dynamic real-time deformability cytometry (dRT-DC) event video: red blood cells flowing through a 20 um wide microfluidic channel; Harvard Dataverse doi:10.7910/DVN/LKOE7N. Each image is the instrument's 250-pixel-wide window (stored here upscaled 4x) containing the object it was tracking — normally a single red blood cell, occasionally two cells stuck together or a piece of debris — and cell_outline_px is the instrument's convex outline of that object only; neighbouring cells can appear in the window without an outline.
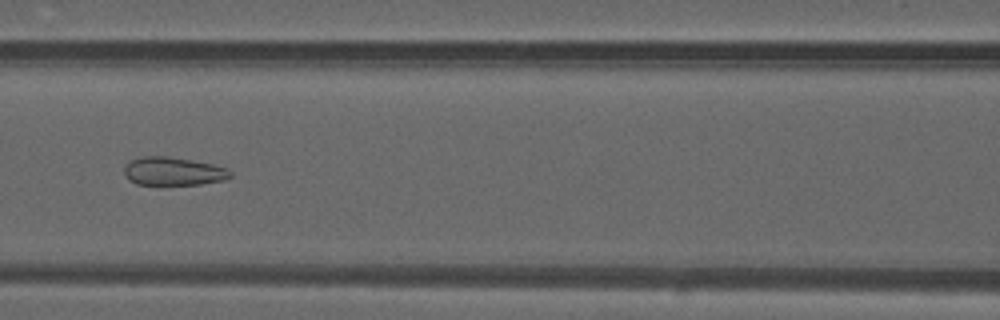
{"species": "common noctule bat (a hibernating species)", "species_latin": "Nyctalus noctula", "temperature_condition": "warm", "stored_images_in_passage": 48, "camera_frame_rate_fps": 3000, "um_per_image_px": 0.085, "animal": {"sex": "male", "forearm_length_mm": 52.5}, "frame": {"image": 1, "passage_image": 21, "time_ms": 6.667, "image_size_px": [1000, 320], "cell_outline_px": [[232, 176], [224, 180], [200, 184], [136, 184], [128, 180], [124, 176], [124, 164], [128, 160], [140, 156], [168, 156], [192, 160], [212, 164], [228, 168], [232, 172]], "centroid_in_image_um": [14.68, 14.54], "position_along_channel_um": 151.9, "area_um2": 17.74}}
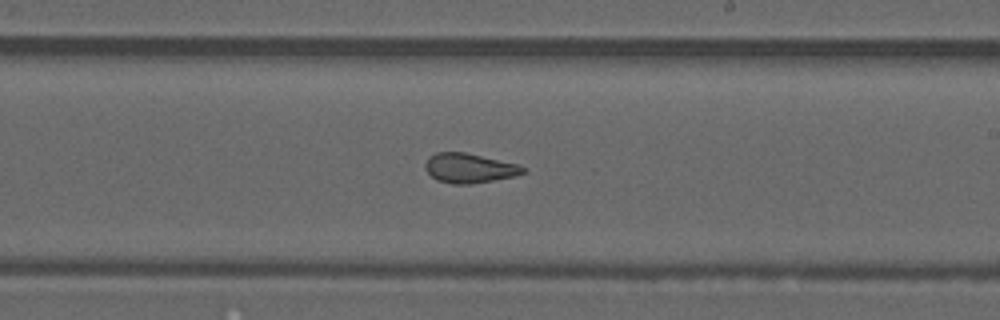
{"frame": {"image": 2, "passage_image": 28, "time_ms": 9.0, "image_size_px": [1000, 320], "cell_outline_px": [[528, 172], [516, 176], [468, 184], [452, 184], [436, 180], [424, 168], [424, 164], [428, 156], [436, 152], [464, 152], [520, 164]], "centroid_in_image_um": [39.89, 14.28], "position_along_channel_um": 249.1, "area_um2": 16.99}}
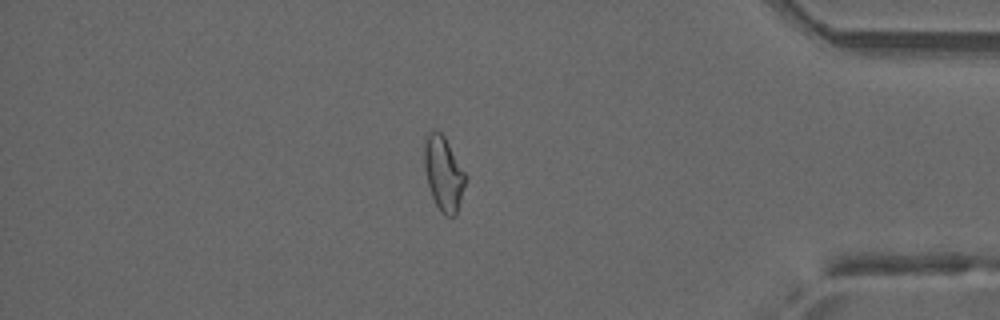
{"frame": {"image": 3, "passage_image": 41, "time_ms": 13.333, "image_size_px": [1000, 320], "cell_outline_px": [[464, 184], [456, 216], [444, 216], [440, 212], [432, 196], [428, 184], [424, 168], [424, 136], [432, 128], [440, 132], [444, 136], [464, 172]], "centroid_in_image_um": [37.65, 14.72], "position_along_channel_um": 397.6, "area_um2": 17.57}, "authors_computed_cell_mechanics": {"area_um2": 19.2474, "velocity_mm_per_s": 4.1783, "shape_relaxation_time_tau1_ms": null, "shape_relaxation_time_tau2_ms": 1.2633, "deformation_change_tau1": null, "deformation_change_tau2": 0.0799}}